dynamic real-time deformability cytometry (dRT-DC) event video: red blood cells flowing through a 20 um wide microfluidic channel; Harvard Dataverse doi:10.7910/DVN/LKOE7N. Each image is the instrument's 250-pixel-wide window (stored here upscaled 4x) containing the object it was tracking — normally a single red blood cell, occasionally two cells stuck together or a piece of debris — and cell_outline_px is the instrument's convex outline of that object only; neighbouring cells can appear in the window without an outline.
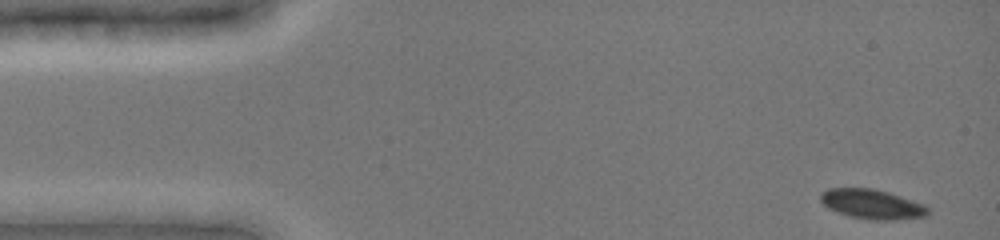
{"species": "common noctule bat (a hibernating species)", "species_latin": "Nyctalus noctula", "temperature_condition": "cold", "stored_images_in_passage": 6, "camera_frame_rate_fps": 3000, "um_per_image_px": 0.085, "animal": {"sex": "female", "body_mass_g": 19.0, "forearm_length_mm": 51.5}, "frame": {"image": 1, "passage_image": 1, "time_ms": 0.0, "image_size_px": [1000, 240], "cell_outline_px": [[928, 212], [924, 216], [892, 220], [872, 220], [852, 216], [836, 212], [828, 208], [820, 200], [820, 192], [828, 188], [872, 188], [888, 192], [924, 204], [928, 208]], "centroid_in_image_um": [74.08, 17.34], "position_along_channel_um": 10.9, "area_um2": 18.38}}